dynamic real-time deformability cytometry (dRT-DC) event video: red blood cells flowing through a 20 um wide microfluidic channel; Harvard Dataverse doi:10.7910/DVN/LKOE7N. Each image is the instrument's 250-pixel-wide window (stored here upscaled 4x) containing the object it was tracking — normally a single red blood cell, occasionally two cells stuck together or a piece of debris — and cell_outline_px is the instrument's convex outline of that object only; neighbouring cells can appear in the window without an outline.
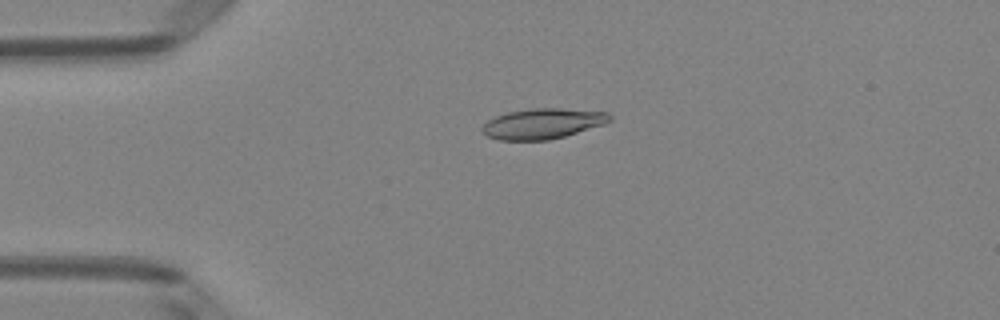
{"species": "Egyptian fruit bat (a non-hibernating species)", "species_latin": "Rousettus aegyptiacus", "temperature_condition": "room temperature", "stored_images_in_passage": 50, "camera_frame_rate_fps": 3000, "um_per_image_px": 0.085, "animal": {"sex": "female"}, "frame": {"image": 1, "passage_image": 12, "time_ms": 3.667, "image_size_px": [1000, 320], "cell_outline_px": [[612, 120], [604, 124], [564, 136], [548, 140], [500, 140], [488, 136], [480, 128], [488, 120], [496, 116], [508, 112], [532, 108], [560, 108], [608, 112], [612, 116]], "centroid_in_image_um": [46.14, 10.5], "position_along_channel_um": 38.9, "area_um2": 22.48}}
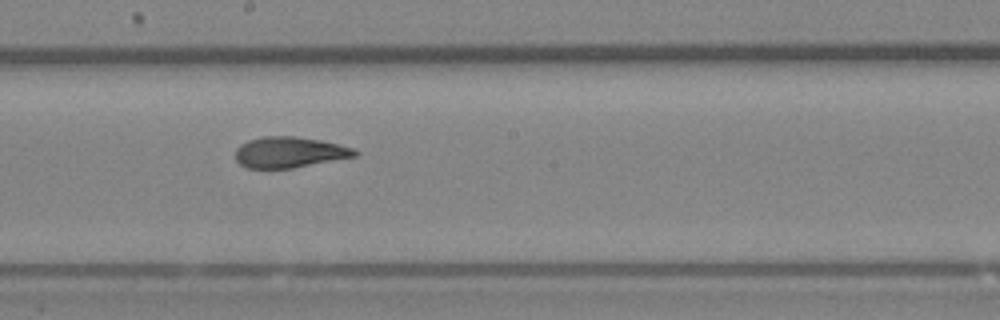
{"frame": {"image": 2, "passage_image": 28, "time_ms": 9.0, "image_size_px": [1000, 320], "cell_outline_px": [[360, 152], [356, 156], [292, 168], [248, 168], [240, 164], [236, 160], [236, 148], [240, 144], [248, 140], [264, 136], [296, 136], [320, 140], [340, 144], [352, 148]], "centroid_in_image_um": [24.6, 12.93], "position_along_channel_um": 223.6, "area_um2": 21.44}}
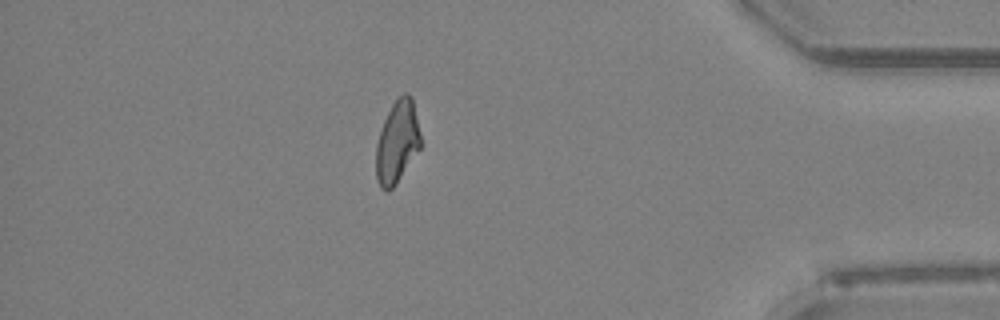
{"frame": {"image": 3, "passage_image": 44, "time_ms": 14.333, "image_size_px": [1000, 320], "cell_outline_px": [[420, 148], [396, 184], [388, 192], [384, 192], [380, 188], [376, 180], [376, 144], [384, 120], [392, 104], [404, 92], [408, 92], [412, 96], [420, 132]], "centroid_in_image_um": [33.75, 12.09], "position_along_channel_um": 401.4, "area_um2": 21.44}, "authors_computed_cell_mechanics": {"area_um2": 21.9062, "velocity_mm_per_s": 4.0516, "shape_relaxation_time_tau1_ms": 4.7327, "shape_relaxation_time_tau2_ms": 1.5975, "deformation_change_tau1": 0.1627, "deformation_change_tau2": 0.0826}}